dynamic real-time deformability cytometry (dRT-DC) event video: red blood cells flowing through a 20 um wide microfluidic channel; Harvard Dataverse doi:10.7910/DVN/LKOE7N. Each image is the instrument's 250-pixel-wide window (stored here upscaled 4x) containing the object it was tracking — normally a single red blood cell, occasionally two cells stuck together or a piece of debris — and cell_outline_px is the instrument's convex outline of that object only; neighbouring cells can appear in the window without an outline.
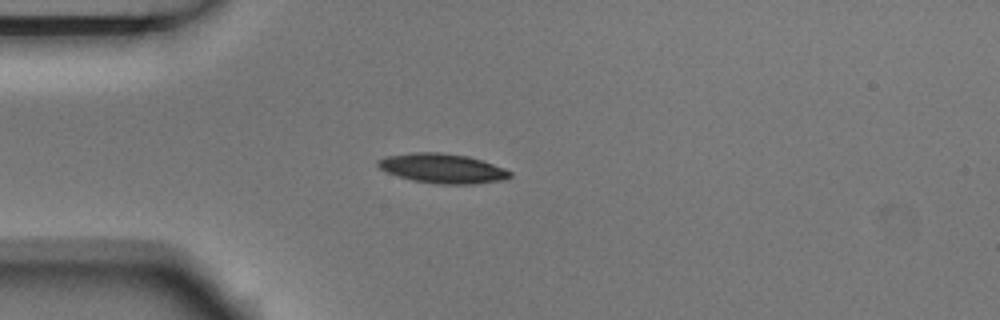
{"species": "Egyptian fruit bat (a non-hibernating species)", "species_latin": "Rousettus aegyptiacus", "temperature_condition": "room temperature", "stored_images_in_passage": 4, "camera_frame_rate_fps": 3000, "um_per_image_px": 0.085, "animal": {"sex": "male"}, "frame": {"image": 1, "passage_image": 4, "time_ms": 1.0, "image_size_px": [1000, 320], "cell_outline_px": [[512, 176], [504, 180], [472, 184], [436, 184], [412, 180], [388, 172], [380, 168], [376, 164], [376, 160], [384, 156], [412, 152], [440, 152], [468, 156], [504, 168], [512, 172]], "centroid_in_image_um": [37.6, 14.31], "position_along_channel_um": 47.4, "area_um2": 22.77}}